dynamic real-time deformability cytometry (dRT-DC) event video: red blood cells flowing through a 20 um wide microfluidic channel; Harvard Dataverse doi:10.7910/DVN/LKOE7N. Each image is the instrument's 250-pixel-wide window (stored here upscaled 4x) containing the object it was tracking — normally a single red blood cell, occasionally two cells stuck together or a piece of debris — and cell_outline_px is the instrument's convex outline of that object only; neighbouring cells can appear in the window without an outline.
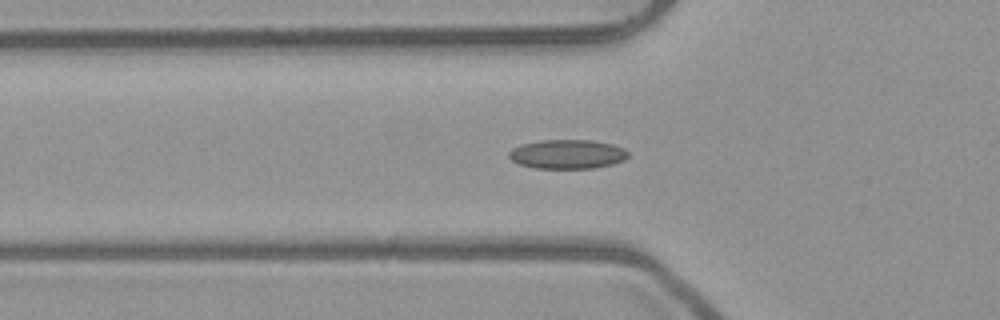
{"species": "common noctule bat (a hibernating species)", "species_latin": "Nyctalus noctula", "temperature_condition": "room temperature", "stored_images_in_passage": 38, "camera_frame_rate_fps": 3000, "um_per_image_px": 0.085, "animal": {"sex": "male", "body_mass_g": 23.1, "forearm_length_mm": 52.7}, "frame": {"image": 1, "passage_image": 3, "time_ms": 0.667, "image_size_px": [1000, 320], "cell_outline_px": [[628, 156], [624, 160], [612, 164], [596, 168], [536, 168], [520, 164], [512, 160], [508, 156], [508, 152], [512, 148], [520, 144], [540, 140], [592, 140], [612, 144], [624, 148], [628, 152]], "centroid_in_image_um": [48.22, 13.1], "position_along_channel_um": 77.6, "area_um2": 20.35}}
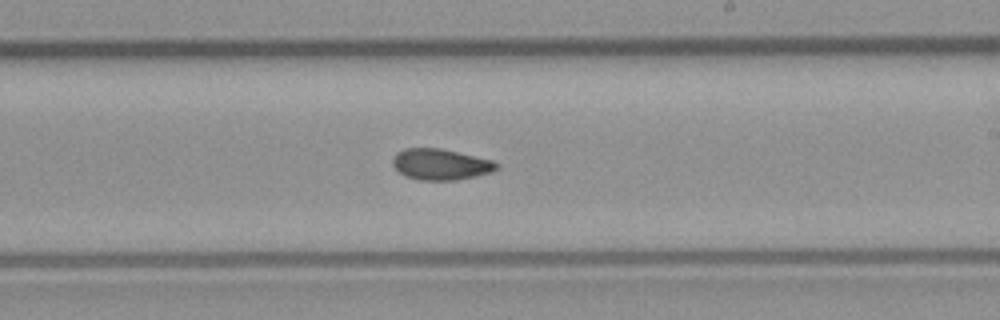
{"frame": {"image": 2, "passage_image": 16, "time_ms": 5.0, "image_size_px": [1000, 320], "cell_outline_px": [[500, 168], [492, 172], [476, 176], [456, 180], [420, 180], [404, 176], [392, 164], [392, 160], [396, 152], [404, 148], [440, 148], [492, 160], [500, 164]], "centroid_in_image_um": [37.46, 13.97], "position_along_channel_um": 251.5, "area_um2": 18.9}}
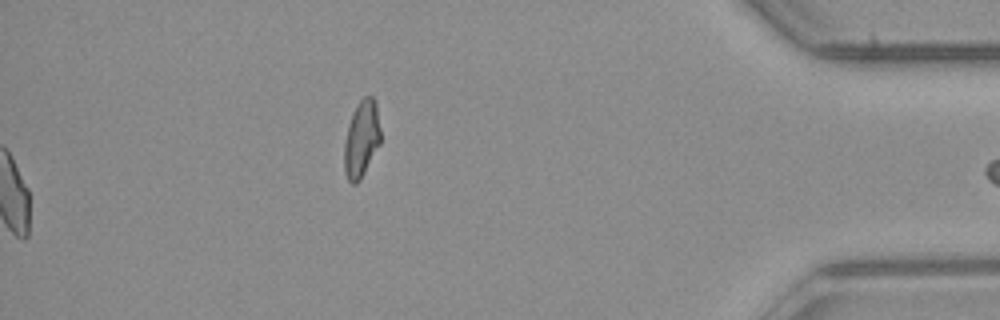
{"frame": {"image": 3, "passage_image": 38, "time_ms": 12.333, "image_size_px": [1000, 320], "cell_outline_px": [[380, 144], [360, 180], [356, 184], [352, 184], [348, 180], [344, 172], [344, 144], [348, 124], [352, 112], [360, 100], [364, 96], [372, 96], [376, 104], [380, 128]], "centroid_in_image_um": [30.71, 11.82], "position_along_channel_um": 404.5, "area_um2": 16.3}, "authors_computed_cell_mechanics": {"area_um2": 18.6405, "velocity_mm_per_s": 3.9859, "shape_relaxation_time_tau1_ms": null, "shape_relaxation_time_tau2_ms": 2.9256, "deformation_change_tau1": null, "deformation_change_tau2": 0.0834}}